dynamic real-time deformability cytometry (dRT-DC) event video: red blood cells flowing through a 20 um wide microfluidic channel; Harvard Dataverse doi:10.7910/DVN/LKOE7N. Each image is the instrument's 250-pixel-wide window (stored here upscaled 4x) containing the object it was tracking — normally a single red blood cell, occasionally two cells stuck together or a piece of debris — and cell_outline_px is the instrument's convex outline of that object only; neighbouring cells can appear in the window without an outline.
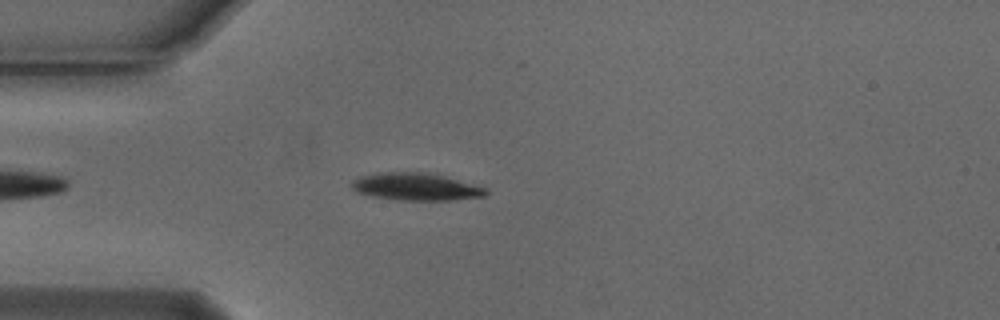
{"species": "Egyptian fruit bat (a non-hibernating species)", "species_latin": "Rousettus aegyptiacus", "temperature_condition": "cold", "stored_images_in_passage": 4, "camera_frame_rate_fps": 3000, "um_per_image_px": 0.085, "animal": {"sex": "male"}, "frame": {"image": 1, "passage_image": 1, "time_ms": 0.0, "image_size_px": [1000, 320], "cell_outline_px": [[488, 196], [456, 200], [400, 200], [372, 196], [356, 192], [352, 188], [352, 180], [360, 176], [376, 172], [436, 172], [488, 188]], "centroid_in_image_um": [35.43, 15.85], "position_along_channel_um": 49.6, "area_um2": 22.08}}